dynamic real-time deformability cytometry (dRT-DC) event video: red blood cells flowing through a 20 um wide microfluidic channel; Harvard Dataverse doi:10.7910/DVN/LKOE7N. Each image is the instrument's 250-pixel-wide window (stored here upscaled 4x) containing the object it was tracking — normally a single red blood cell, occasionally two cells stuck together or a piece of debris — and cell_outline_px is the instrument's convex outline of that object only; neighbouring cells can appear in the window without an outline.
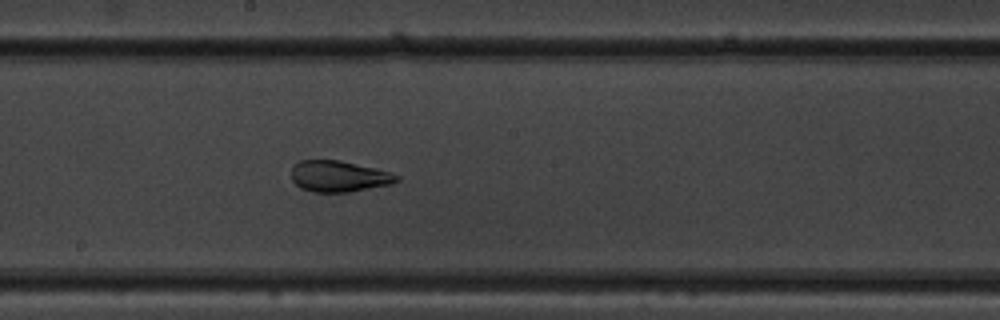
{"species": "common noctule bat (a hibernating species)", "species_latin": "Nyctalus noctula", "temperature_condition": "warm", "stored_images_in_passage": 47, "camera_frame_rate_fps": 3000, "um_per_image_px": 0.085, "animal": {"sex": "male", "body_mass_g": 19.5, "forearm_length_mm": 54.6}, "frame": {"image": 1, "passage_image": 23, "time_ms": 7.333, "image_size_px": [1000, 320], "cell_outline_px": [[400, 180], [392, 184], [348, 192], [312, 192], [300, 188], [292, 180], [292, 168], [300, 160], [340, 160], [376, 168], [400, 176]], "centroid_in_image_um": [28.81, 14.99], "position_along_channel_um": 219.4, "area_um2": 19.13}}
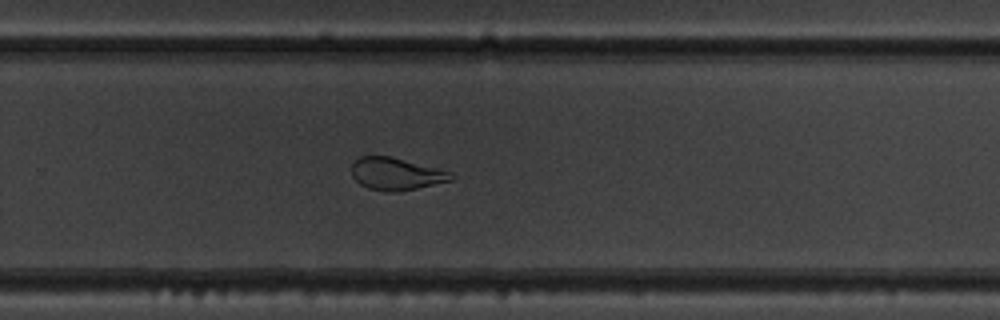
{"frame": {"image": 2, "passage_image": 29, "time_ms": 9.333, "image_size_px": [1000, 320], "cell_outline_px": [[456, 176], [452, 180], [400, 192], [388, 192], [368, 188], [360, 184], [352, 176], [352, 164], [360, 156], [388, 156], [452, 172]], "centroid_in_image_um": [33.67, 14.79], "position_along_channel_um": 296.1, "area_um2": 18.61}}
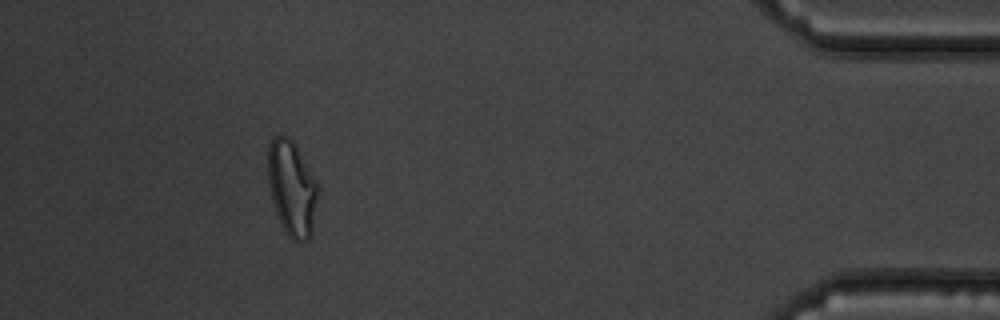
{"frame": {"image": 3, "passage_image": 42, "time_ms": 13.667, "image_size_px": [1000, 320], "cell_outline_px": [[316, 196], [312, 232], [308, 240], [292, 240], [284, 232], [280, 224], [272, 200], [268, 184], [268, 144], [276, 136], [288, 136], [296, 144], [316, 180]], "centroid_in_image_um": [24.78, 15.99], "position_along_channel_um": 410.4, "area_um2": 27.4}}